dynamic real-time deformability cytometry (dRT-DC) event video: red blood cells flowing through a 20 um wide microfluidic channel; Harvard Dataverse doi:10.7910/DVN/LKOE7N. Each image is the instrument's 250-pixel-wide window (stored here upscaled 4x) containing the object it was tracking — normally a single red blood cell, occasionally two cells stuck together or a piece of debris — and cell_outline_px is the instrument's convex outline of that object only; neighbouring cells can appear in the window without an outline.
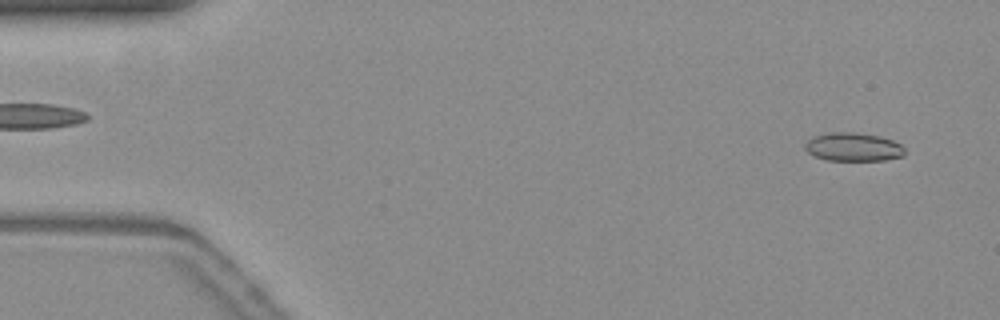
{"species": "common noctule bat (a hibernating species)", "species_latin": "Nyctalus noctula", "temperature_condition": "warm", "stored_images_in_passage": 12, "camera_frame_rate_fps": 3000, "um_per_image_px": 0.085, "animal": {"sex": "female", "body_mass_g": 19.3, "forearm_length_mm": 54.1}, "frame": {"image": 1, "passage_image": 3, "time_ms": 0.667, "image_size_px": [1000, 320], "cell_outline_px": [[904, 156], [884, 160], [824, 160], [808, 152], [804, 148], [804, 144], [808, 140], [816, 136], [832, 132], [852, 132], [876, 136], [892, 140], [900, 144], [904, 148]], "centroid_in_image_um": [72.52, 12.5], "position_along_channel_um": 12.5, "area_um2": 16.3}}